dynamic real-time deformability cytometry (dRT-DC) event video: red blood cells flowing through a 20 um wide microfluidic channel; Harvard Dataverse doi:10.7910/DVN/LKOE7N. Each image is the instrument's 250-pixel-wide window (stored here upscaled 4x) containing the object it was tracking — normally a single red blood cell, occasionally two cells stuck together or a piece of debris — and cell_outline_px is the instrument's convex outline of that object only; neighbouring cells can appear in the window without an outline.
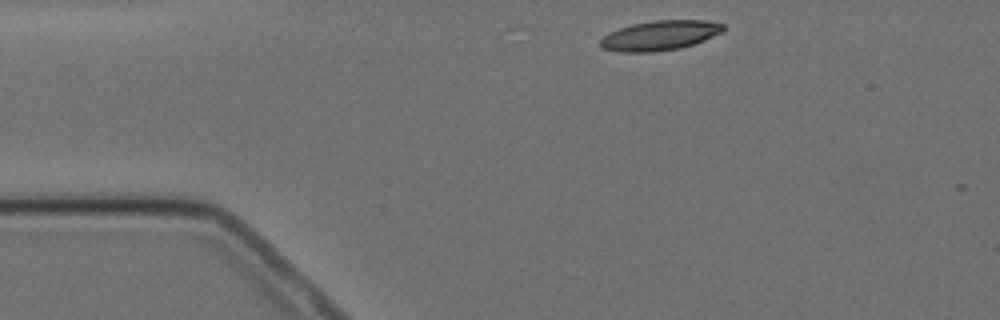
{"species": "Egyptian fruit bat (a non-hibernating species)", "species_latin": "Rousettus aegyptiacus", "temperature_condition": "cold", "stored_images_in_passage": 8, "camera_frame_rate_fps": 3000, "um_per_image_px": 0.085, "animal": {"sex": "female"}, "frame": {"image": 1, "passage_image": 1, "time_ms": 0.0, "image_size_px": [1000, 320], "cell_outline_px": [[724, 32], [704, 40], [680, 48], [652, 52], [620, 52], [604, 48], [600, 44], [600, 40], [608, 32], [632, 24], [652, 20], [708, 20], [724, 24]], "centroid_in_image_um": [56.12, 3.0], "position_along_channel_um": 28.9, "area_um2": 21.33}}
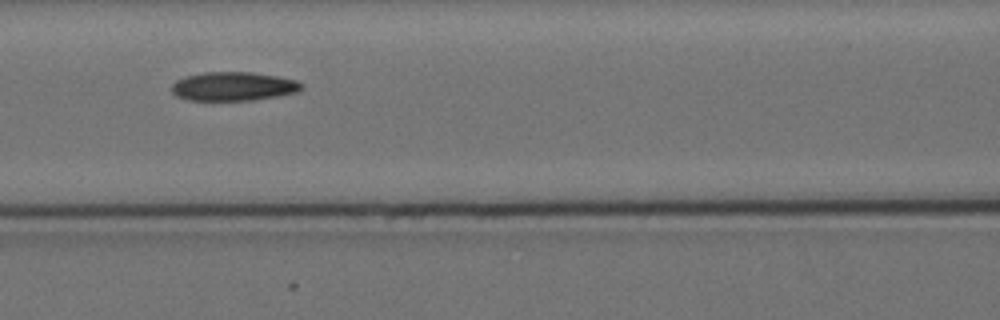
{"frame": {"image": 2, "passage_image": 5, "time_ms": 4.667, "image_size_px": [1000, 320], "cell_outline_px": [[304, 88], [300, 92], [252, 100], [188, 100], [176, 96], [172, 92], [172, 84], [176, 80], [184, 76], [204, 72], [252, 72], [276, 76], [296, 80], [304, 84]], "centroid_in_image_um": [19.85, 7.34], "position_along_channel_um": 146.7, "area_um2": 21.96}}
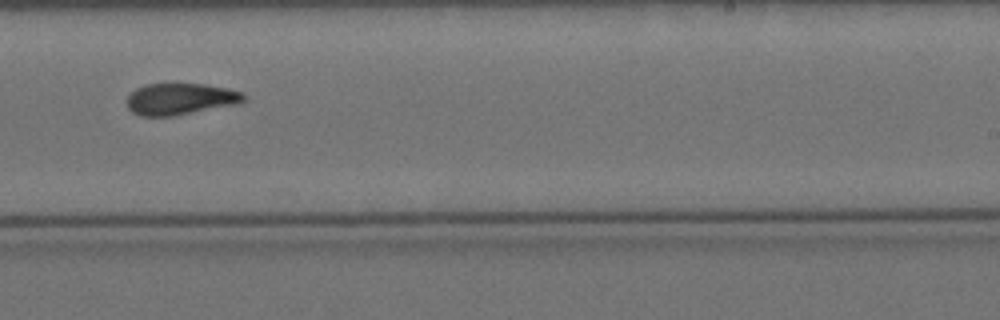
{"frame": {"image": 3, "passage_image": 8, "time_ms": 8.333, "image_size_px": [1000, 320], "cell_outline_px": [[244, 100], [236, 104], [172, 116], [140, 116], [132, 112], [128, 108], [128, 96], [136, 88], [148, 84], [204, 84], [228, 88], [244, 92]], "centroid_in_image_um": [15.32, 8.41], "position_along_channel_um": 273.7, "area_um2": 21.27}}